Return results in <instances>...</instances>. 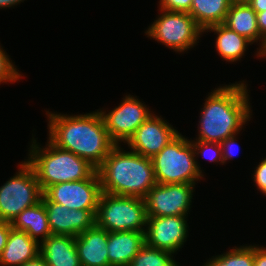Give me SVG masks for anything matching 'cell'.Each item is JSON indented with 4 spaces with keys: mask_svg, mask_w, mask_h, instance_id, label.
Instances as JSON below:
<instances>
[{
    "mask_svg": "<svg viewBox=\"0 0 266 266\" xmlns=\"http://www.w3.org/2000/svg\"><path fill=\"white\" fill-rule=\"evenodd\" d=\"M101 193V181L96 171L87 179L49 186L41 200L59 203L68 209L89 210L95 216Z\"/></svg>",
    "mask_w": 266,
    "mask_h": 266,
    "instance_id": "cell-10",
    "label": "cell"
},
{
    "mask_svg": "<svg viewBox=\"0 0 266 266\" xmlns=\"http://www.w3.org/2000/svg\"><path fill=\"white\" fill-rule=\"evenodd\" d=\"M260 54H261V58H266V41H265V44L262 48V50L260 51Z\"/></svg>",
    "mask_w": 266,
    "mask_h": 266,
    "instance_id": "cell-36",
    "label": "cell"
},
{
    "mask_svg": "<svg viewBox=\"0 0 266 266\" xmlns=\"http://www.w3.org/2000/svg\"><path fill=\"white\" fill-rule=\"evenodd\" d=\"M247 86L243 80L211 90L201 108L198 136L194 140L221 143L240 134L253 115Z\"/></svg>",
    "mask_w": 266,
    "mask_h": 266,
    "instance_id": "cell-2",
    "label": "cell"
},
{
    "mask_svg": "<svg viewBox=\"0 0 266 266\" xmlns=\"http://www.w3.org/2000/svg\"><path fill=\"white\" fill-rule=\"evenodd\" d=\"M21 266H48L44 258L39 254L36 258L25 262Z\"/></svg>",
    "mask_w": 266,
    "mask_h": 266,
    "instance_id": "cell-34",
    "label": "cell"
},
{
    "mask_svg": "<svg viewBox=\"0 0 266 266\" xmlns=\"http://www.w3.org/2000/svg\"><path fill=\"white\" fill-rule=\"evenodd\" d=\"M254 266H266V247L254 244Z\"/></svg>",
    "mask_w": 266,
    "mask_h": 266,
    "instance_id": "cell-30",
    "label": "cell"
},
{
    "mask_svg": "<svg viewBox=\"0 0 266 266\" xmlns=\"http://www.w3.org/2000/svg\"><path fill=\"white\" fill-rule=\"evenodd\" d=\"M145 244V232H108V261L111 266H129Z\"/></svg>",
    "mask_w": 266,
    "mask_h": 266,
    "instance_id": "cell-16",
    "label": "cell"
},
{
    "mask_svg": "<svg viewBox=\"0 0 266 266\" xmlns=\"http://www.w3.org/2000/svg\"><path fill=\"white\" fill-rule=\"evenodd\" d=\"M157 184H197L204 172L193 145L179 133L152 159ZM197 182V183H196Z\"/></svg>",
    "mask_w": 266,
    "mask_h": 266,
    "instance_id": "cell-5",
    "label": "cell"
},
{
    "mask_svg": "<svg viewBox=\"0 0 266 266\" xmlns=\"http://www.w3.org/2000/svg\"><path fill=\"white\" fill-rule=\"evenodd\" d=\"M147 217L144 198L102 192L95 215V225L108 232H145Z\"/></svg>",
    "mask_w": 266,
    "mask_h": 266,
    "instance_id": "cell-6",
    "label": "cell"
},
{
    "mask_svg": "<svg viewBox=\"0 0 266 266\" xmlns=\"http://www.w3.org/2000/svg\"><path fill=\"white\" fill-rule=\"evenodd\" d=\"M190 141L193 145L194 155L196 158L201 155L200 157L209 160L211 163L214 162L224 165L222 159V147L220 143L191 140V138Z\"/></svg>",
    "mask_w": 266,
    "mask_h": 266,
    "instance_id": "cell-25",
    "label": "cell"
},
{
    "mask_svg": "<svg viewBox=\"0 0 266 266\" xmlns=\"http://www.w3.org/2000/svg\"><path fill=\"white\" fill-rule=\"evenodd\" d=\"M237 136L238 134L228 137L220 143L222 147V159L224 164L227 163L228 160H232V158H234L239 151L240 146L236 143Z\"/></svg>",
    "mask_w": 266,
    "mask_h": 266,
    "instance_id": "cell-28",
    "label": "cell"
},
{
    "mask_svg": "<svg viewBox=\"0 0 266 266\" xmlns=\"http://www.w3.org/2000/svg\"><path fill=\"white\" fill-rule=\"evenodd\" d=\"M253 175V183L257 190L266 196V157L262 158L259 164L255 167Z\"/></svg>",
    "mask_w": 266,
    "mask_h": 266,
    "instance_id": "cell-27",
    "label": "cell"
},
{
    "mask_svg": "<svg viewBox=\"0 0 266 266\" xmlns=\"http://www.w3.org/2000/svg\"><path fill=\"white\" fill-rule=\"evenodd\" d=\"M29 148L25 161L33 169L42 192L57 183L90 178L97 171L88 161L49 140L44 148L32 136Z\"/></svg>",
    "mask_w": 266,
    "mask_h": 266,
    "instance_id": "cell-4",
    "label": "cell"
},
{
    "mask_svg": "<svg viewBox=\"0 0 266 266\" xmlns=\"http://www.w3.org/2000/svg\"><path fill=\"white\" fill-rule=\"evenodd\" d=\"M232 31L244 36L253 44L256 42L259 47L256 50L257 58H261L260 51L262 50L265 40L260 36L257 26L256 12L248 3L233 2L227 12L225 22L223 23ZM261 42V43H260Z\"/></svg>",
    "mask_w": 266,
    "mask_h": 266,
    "instance_id": "cell-17",
    "label": "cell"
},
{
    "mask_svg": "<svg viewBox=\"0 0 266 266\" xmlns=\"http://www.w3.org/2000/svg\"><path fill=\"white\" fill-rule=\"evenodd\" d=\"M40 255L48 266H81L75 237L51 234L40 244Z\"/></svg>",
    "mask_w": 266,
    "mask_h": 266,
    "instance_id": "cell-19",
    "label": "cell"
},
{
    "mask_svg": "<svg viewBox=\"0 0 266 266\" xmlns=\"http://www.w3.org/2000/svg\"><path fill=\"white\" fill-rule=\"evenodd\" d=\"M43 203L52 234L77 237L95 225V216L89 210L68 209L56 202Z\"/></svg>",
    "mask_w": 266,
    "mask_h": 266,
    "instance_id": "cell-14",
    "label": "cell"
},
{
    "mask_svg": "<svg viewBox=\"0 0 266 266\" xmlns=\"http://www.w3.org/2000/svg\"><path fill=\"white\" fill-rule=\"evenodd\" d=\"M203 266H254V245L232 247L221 255L212 256Z\"/></svg>",
    "mask_w": 266,
    "mask_h": 266,
    "instance_id": "cell-23",
    "label": "cell"
},
{
    "mask_svg": "<svg viewBox=\"0 0 266 266\" xmlns=\"http://www.w3.org/2000/svg\"><path fill=\"white\" fill-rule=\"evenodd\" d=\"M10 228L11 224L9 222L0 221V255L6 245Z\"/></svg>",
    "mask_w": 266,
    "mask_h": 266,
    "instance_id": "cell-31",
    "label": "cell"
},
{
    "mask_svg": "<svg viewBox=\"0 0 266 266\" xmlns=\"http://www.w3.org/2000/svg\"><path fill=\"white\" fill-rule=\"evenodd\" d=\"M233 2H236V3H247L249 2L250 0H232Z\"/></svg>",
    "mask_w": 266,
    "mask_h": 266,
    "instance_id": "cell-37",
    "label": "cell"
},
{
    "mask_svg": "<svg viewBox=\"0 0 266 266\" xmlns=\"http://www.w3.org/2000/svg\"><path fill=\"white\" fill-rule=\"evenodd\" d=\"M214 32L217 35L215 41V48L219 56L226 62L235 63L241 61L245 55L248 45L252 46V42L235 31H232L224 24H216L207 27L204 33Z\"/></svg>",
    "mask_w": 266,
    "mask_h": 266,
    "instance_id": "cell-21",
    "label": "cell"
},
{
    "mask_svg": "<svg viewBox=\"0 0 266 266\" xmlns=\"http://www.w3.org/2000/svg\"><path fill=\"white\" fill-rule=\"evenodd\" d=\"M40 254V244L26 232L10 228L6 245L0 255V266H21Z\"/></svg>",
    "mask_w": 266,
    "mask_h": 266,
    "instance_id": "cell-18",
    "label": "cell"
},
{
    "mask_svg": "<svg viewBox=\"0 0 266 266\" xmlns=\"http://www.w3.org/2000/svg\"><path fill=\"white\" fill-rule=\"evenodd\" d=\"M9 55L6 53V50L3 49L0 45V84L1 83H15L20 81V78H23V74L19 72L17 66L13 63Z\"/></svg>",
    "mask_w": 266,
    "mask_h": 266,
    "instance_id": "cell-26",
    "label": "cell"
},
{
    "mask_svg": "<svg viewBox=\"0 0 266 266\" xmlns=\"http://www.w3.org/2000/svg\"><path fill=\"white\" fill-rule=\"evenodd\" d=\"M115 145L97 169L102 192L144 198L157 184L150 158Z\"/></svg>",
    "mask_w": 266,
    "mask_h": 266,
    "instance_id": "cell-3",
    "label": "cell"
},
{
    "mask_svg": "<svg viewBox=\"0 0 266 266\" xmlns=\"http://www.w3.org/2000/svg\"><path fill=\"white\" fill-rule=\"evenodd\" d=\"M196 184H156L144 197L148 217L188 216Z\"/></svg>",
    "mask_w": 266,
    "mask_h": 266,
    "instance_id": "cell-11",
    "label": "cell"
},
{
    "mask_svg": "<svg viewBox=\"0 0 266 266\" xmlns=\"http://www.w3.org/2000/svg\"><path fill=\"white\" fill-rule=\"evenodd\" d=\"M112 110L98 109L110 139L116 144L126 143L138 127L154 112L137 96L125 95Z\"/></svg>",
    "mask_w": 266,
    "mask_h": 266,
    "instance_id": "cell-9",
    "label": "cell"
},
{
    "mask_svg": "<svg viewBox=\"0 0 266 266\" xmlns=\"http://www.w3.org/2000/svg\"><path fill=\"white\" fill-rule=\"evenodd\" d=\"M252 9L257 12H263L266 10V0H250L247 2Z\"/></svg>",
    "mask_w": 266,
    "mask_h": 266,
    "instance_id": "cell-33",
    "label": "cell"
},
{
    "mask_svg": "<svg viewBox=\"0 0 266 266\" xmlns=\"http://www.w3.org/2000/svg\"><path fill=\"white\" fill-rule=\"evenodd\" d=\"M48 140L63 150L70 151L98 169L116 145L109 137L98 110L70 115L45 111Z\"/></svg>",
    "mask_w": 266,
    "mask_h": 266,
    "instance_id": "cell-1",
    "label": "cell"
},
{
    "mask_svg": "<svg viewBox=\"0 0 266 266\" xmlns=\"http://www.w3.org/2000/svg\"><path fill=\"white\" fill-rule=\"evenodd\" d=\"M179 134L173 125L154 113L143 122L124 144L144 157L152 159Z\"/></svg>",
    "mask_w": 266,
    "mask_h": 266,
    "instance_id": "cell-13",
    "label": "cell"
},
{
    "mask_svg": "<svg viewBox=\"0 0 266 266\" xmlns=\"http://www.w3.org/2000/svg\"><path fill=\"white\" fill-rule=\"evenodd\" d=\"M18 170L0 186V221L11 223L24 209L41 201L43 192L33 169L22 161Z\"/></svg>",
    "mask_w": 266,
    "mask_h": 266,
    "instance_id": "cell-8",
    "label": "cell"
},
{
    "mask_svg": "<svg viewBox=\"0 0 266 266\" xmlns=\"http://www.w3.org/2000/svg\"><path fill=\"white\" fill-rule=\"evenodd\" d=\"M256 15L260 36L266 41V10L263 12H257Z\"/></svg>",
    "mask_w": 266,
    "mask_h": 266,
    "instance_id": "cell-32",
    "label": "cell"
},
{
    "mask_svg": "<svg viewBox=\"0 0 266 266\" xmlns=\"http://www.w3.org/2000/svg\"><path fill=\"white\" fill-rule=\"evenodd\" d=\"M159 9L166 11L189 12L192 0H159Z\"/></svg>",
    "mask_w": 266,
    "mask_h": 266,
    "instance_id": "cell-29",
    "label": "cell"
},
{
    "mask_svg": "<svg viewBox=\"0 0 266 266\" xmlns=\"http://www.w3.org/2000/svg\"><path fill=\"white\" fill-rule=\"evenodd\" d=\"M188 228L187 216L147 217L145 243L177 254L189 237Z\"/></svg>",
    "mask_w": 266,
    "mask_h": 266,
    "instance_id": "cell-12",
    "label": "cell"
},
{
    "mask_svg": "<svg viewBox=\"0 0 266 266\" xmlns=\"http://www.w3.org/2000/svg\"><path fill=\"white\" fill-rule=\"evenodd\" d=\"M10 224L12 228L26 232L39 244L52 234L42 200L36 205L24 209Z\"/></svg>",
    "mask_w": 266,
    "mask_h": 266,
    "instance_id": "cell-20",
    "label": "cell"
},
{
    "mask_svg": "<svg viewBox=\"0 0 266 266\" xmlns=\"http://www.w3.org/2000/svg\"><path fill=\"white\" fill-rule=\"evenodd\" d=\"M108 231L94 225L75 237L81 266H111L108 261Z\"/></svg>",
    "mask_w": 266,
    "mask_h": 266,
    "instance_id": "cell-15",
    "label": "cell"
},
{
    "mask_svg": "<svg viewBox=\"0 0 266 266\" xmlns=\"http://www.w3.org/2000/svg\"><path fill=\"white\" fill-rule=\"evenodd\" d=\"M25 0H0V9H6L7 7L13 8L15 5H20L21 2Z\"/></svg>",
    "mask_w": 266,
    "mask_h": 266,
    "instance_id": "cell-35",
    "label": "cell"
},
{
    "mask_svg": "<svg viewBox=\"0 0 266 266\" xmlns=\"http://www.w3.org/2000/svg\"><path fill=\"white\" fill-rule=\"evenodd\" d=\"M158 11L159 16L144 32L147 37L179 54L198 45L204 30L188 12Z\"/></svg>",
    "mask_w": 266,
    "mask_h": 266,
    "instance_id": "cell-7",
    "label": "cell"
},
{
    "mask_svg": "<svg viewBox=\"0 0 266 266\" xmlns=\"http://www.w3.org/2000/svg\"><path fill=\"white\" fill-rule=\"evenodd\" d=\"M174 254L151 247L146 243L132 259L129 266H179Z\"/></svg>",
    "mask_w": 266,
    "mask_h": 266,
    "instance_id": "cell-24",
    "label": "cell"
},
{
    "mask_svg": "<svg viewBox=\"0 0 266 266\" xmlns=\"http://www.w3.org/2000/svg\"><path fill=\"white\" fill-rule=\"evenodd\" d=\"M232 3V0H192L188 13L205 30L209 26L223 24Z\"/></svg>",
    "mask_w": 266,
    "mask_h": 266,
    "instance_id": "cell-22",
    "label": "cell"
}]
</instances>
